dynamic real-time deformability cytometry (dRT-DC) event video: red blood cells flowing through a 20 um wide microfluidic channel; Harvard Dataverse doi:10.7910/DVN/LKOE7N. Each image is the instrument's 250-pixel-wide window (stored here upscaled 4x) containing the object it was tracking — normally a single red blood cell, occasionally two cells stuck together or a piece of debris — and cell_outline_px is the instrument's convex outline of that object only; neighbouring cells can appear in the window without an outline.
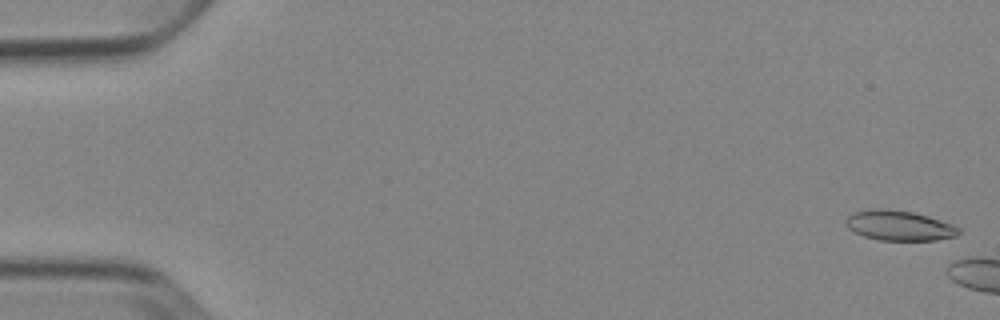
{"species": "Egyptian fruit bat (a non-hibernating species)", "species_latin": "Rousettus aegyptiacus", "temperature_condition": "cold", "stored_images_in_passage": 6, "camera_frame_rate_fps": 3000, "um_per_image_px": 0.085, "animal": {"sex": "female"}, "frame": {"image": 1, "passage_image": 2, "time_ms": 0.333, "image_size_px": [1000, 320], "cell_outline_px": [[960, 232], [956, 236], [936, 240], [880, 240], [864, 236], [848, 228], [844, 224], [844, 220], [852, 212], [872, 208], [888, 208], [912, 212], [928, 216], [952, 224], [960, 228]], "centroid_in_image_um": [76.4, 19.16], "position_along_channel_um": 8.6, "area_um2": 19.88}}